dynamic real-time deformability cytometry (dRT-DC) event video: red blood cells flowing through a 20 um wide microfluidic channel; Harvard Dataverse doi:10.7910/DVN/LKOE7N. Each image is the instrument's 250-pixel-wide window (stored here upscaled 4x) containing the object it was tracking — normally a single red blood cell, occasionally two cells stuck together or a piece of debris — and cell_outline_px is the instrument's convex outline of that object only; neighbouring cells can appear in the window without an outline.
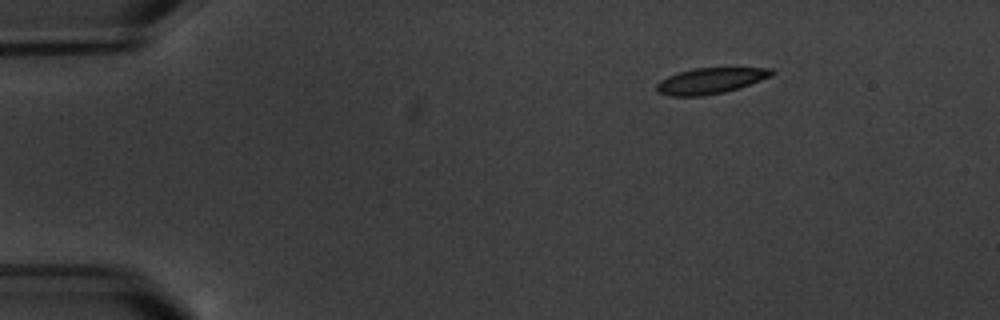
{"species": "common noctule bat (a hibernating species)", "species_latin": "Nyctalus noctula", "temperature_condition": "warm", "stored_images_in_passage": 3, "camera_frame_rate_fps": 3000, "um_per_image_px": 0.085, "animal": {"sex": "male", "body_mass_g": 20.1, "forearm_length_mm": 53.5}, "frame": {"image": 1, "passage_image": 1, "time_ms": 0.0, "image_size_px": [1000, 320], "cell_outline_px": [[776, 72], [772, 76], [724, 92], [704, 96], [672, 96], [656, 92], [656, 84], [660, 80], [668, 76], [692, 68], [772, 68]], "centroid_in_image_um": [60.36, 6.86], "position_along_channel_um": 24.6, "area_um2": 17.22}}